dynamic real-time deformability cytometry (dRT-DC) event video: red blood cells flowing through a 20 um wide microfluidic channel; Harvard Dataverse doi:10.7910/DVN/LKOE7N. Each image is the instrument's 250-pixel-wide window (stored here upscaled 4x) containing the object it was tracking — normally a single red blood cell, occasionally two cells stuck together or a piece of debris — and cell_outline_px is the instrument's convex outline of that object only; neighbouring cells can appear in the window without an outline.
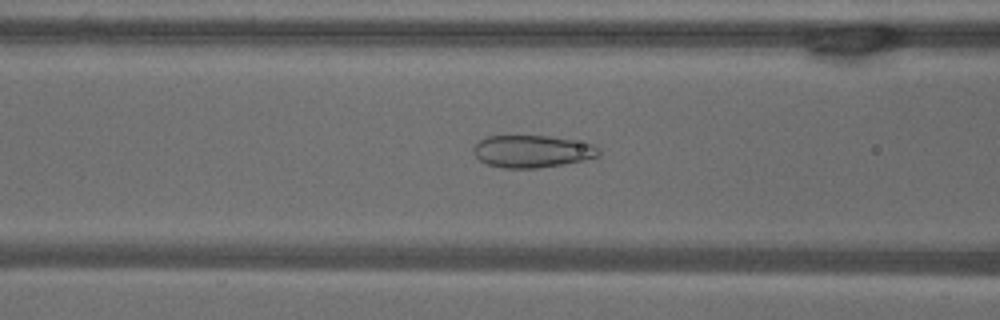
{"species": "common noctule bat (a hibernating species)", "species_latin": "Nyctalus noctula", "temperature_condition": "warm", "stored_images_in_passage": 53, "camera_frame_rate_fps": 3000, "um_per_image_px": 0.085, "animal": {"sex": "male", "body_mass_g": 18.8}, "frame": {"image": 1, "passage_image": 21, "time_ms": 6.667, "image_size_px": [1000, 320], "cell_outline_px": [[600, 156], [584, 160], [564, 164], [536, 168], [500, 168], [488, 164], [480, 160], [472, 152], [472, 148], [480, 140], [488, 136], [548, 136], [572, 140], [592, 144], [600, 148]], "centroid_in_image_um": [45.23, 12.87], "position_along_channel_um": 121.4, "area_um2": 23.58}}
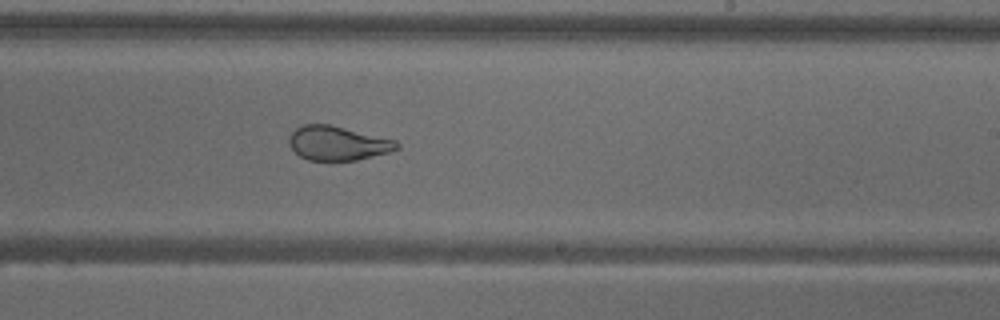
{"frame": {"image": 2, "passage_image": 32, "time_ms": 10.333, "image_size_px": [1000, 320], "cell_outline_px": [[400, 148], [388, 152], [356, 160], [308, 160], [300, 156], [288, 144], [288, 136], [296, 128], [304, 124], [328, 124], [396, 140], [400, 144]], "centroid_in_image_um": [28.69, 12.17], "position_along_channel_um": 260.3, "area_um2": 21.33}}
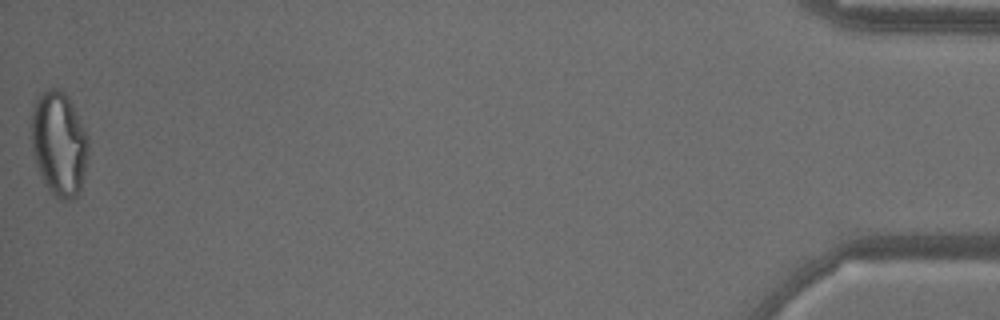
{"frame": {"image": 3, "passage_image": 53, "time_ms": 17.333, "image_size_px": [1000, 320], "cell_outline_px": [[88, 156], [80, 192], [72, 200], [60, 200], [48, 192], [44, 184], [36, 164], [32, 152], [32, 108], [36, 96], [48, 88], [56, 88], [64, 92], [68, 96], [88, 136]], "centroid_in_image_um": [5.01, 12.24], "position_along_channel_um": 430.2, "area_um2": 35.08}, "authors_computed_cell_mechanics": {"area_um2": 29.2468, "velocity_mm_per_s": 3.7911, "shape_relaxation_time_tau1_ms": null, "shape_relaxation_time_tau2_ms": 0.7775, "deformation_change_tau1": null, "deformation_change_tau2": 0.0668}}